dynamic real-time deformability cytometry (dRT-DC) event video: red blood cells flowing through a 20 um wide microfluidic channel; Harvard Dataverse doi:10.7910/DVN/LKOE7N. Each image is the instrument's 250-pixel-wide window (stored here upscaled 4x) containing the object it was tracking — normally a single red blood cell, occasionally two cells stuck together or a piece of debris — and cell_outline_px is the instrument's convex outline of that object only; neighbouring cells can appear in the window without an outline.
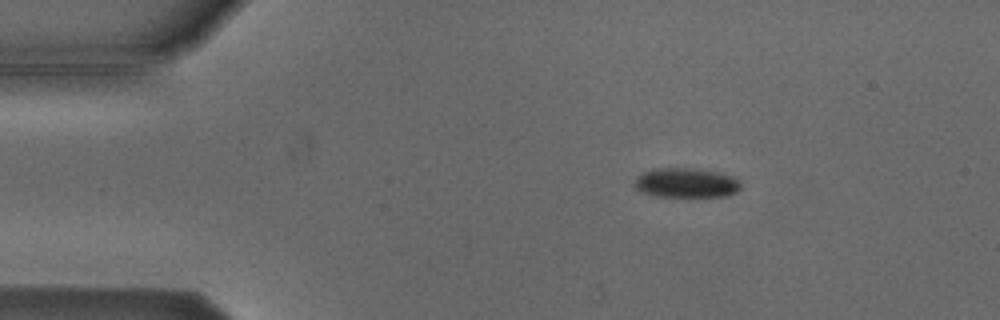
{"species": "Egyptian fruit bat (a non-hibernating species)", "species_latin": "Rousettus aegyptiacus", "temperature_condition": "cold", "stored_images_in_passage": 3, "camera_frame_rate_fps": 3000, "um_per_image_px": 0.085, "animal": {"sex": "male"}, "frame": {"image": 1, "passage_image": 1, "time_ms": 0.0, "image_size_px": [1000, 320], "cell_outline_px": [[740, 188], [736, 192], [728, 196], [692, 200], [652, 196], [640, 192], [632, 184], [644, 172], [656, 168], [692, 168], [720, 172], [736, 176], [740, 180]], "centroid_in_image_um": [58.38, 15.61], "position_along_channel_um": 26.6, "area_um2": 19.59}}
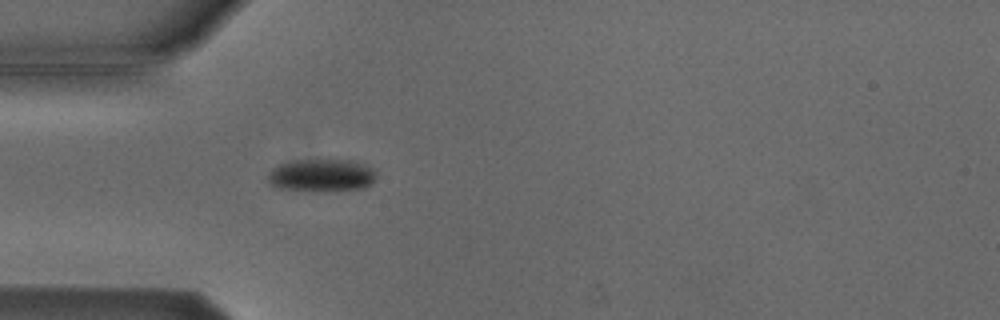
{"frame": {"image": 2, "passage_image": 3, "time_ms": 2.333, "image_size_px": [1000, 320], "cell_outline_px": [[376, 176], [372, 184], [364, 188], [336, 192], [316, 192], [276, 188], [268, 184], [268, 172], [272, 168], [280, 164], [296, 160], [356, 160], [372, 168], [376, 172]], "centroid_in_image_um": [27.34, 14.93], "position_along_channel_um": 57.7, "area_um2": 21.33}}